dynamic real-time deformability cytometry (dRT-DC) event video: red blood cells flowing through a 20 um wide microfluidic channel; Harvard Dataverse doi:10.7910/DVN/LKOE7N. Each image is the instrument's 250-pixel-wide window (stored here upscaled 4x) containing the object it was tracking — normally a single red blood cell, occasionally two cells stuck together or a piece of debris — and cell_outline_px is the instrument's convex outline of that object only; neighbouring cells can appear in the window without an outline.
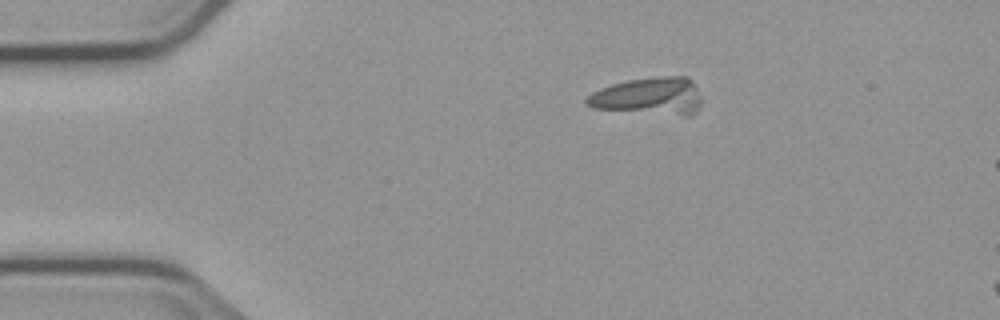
{"species": "common noctule bat (a hibernating species)", "species_latin": "Nyctalus noctula", "temperature_condition": "cold", "stored_images_in_passage": 3, "camera_frame_rate_fps": 3000, "um_per_image_px": 0.085, "animal": {"sex": "male", "body_mass_g": 23.1, "forearm_length_mm": 52.7}, "frame": {"image": 1, "passage_image": 1, "time_ms": 0.0, "image_size_px": [1000, 320], "cell_outline_px": [[700, 104], [696, 112], [692, 116], [684, 116], [592, 108], [584, 104], [584, 100], [592, 92], [600, 88], [612, 84], [628, 80], [660, 76], [688, 76], [692, 80], [700, 96]], "centroid_in_image_um": [55.16, 8.18], "position_along_channel_um": 29.8, "area_um2": 25.26}}